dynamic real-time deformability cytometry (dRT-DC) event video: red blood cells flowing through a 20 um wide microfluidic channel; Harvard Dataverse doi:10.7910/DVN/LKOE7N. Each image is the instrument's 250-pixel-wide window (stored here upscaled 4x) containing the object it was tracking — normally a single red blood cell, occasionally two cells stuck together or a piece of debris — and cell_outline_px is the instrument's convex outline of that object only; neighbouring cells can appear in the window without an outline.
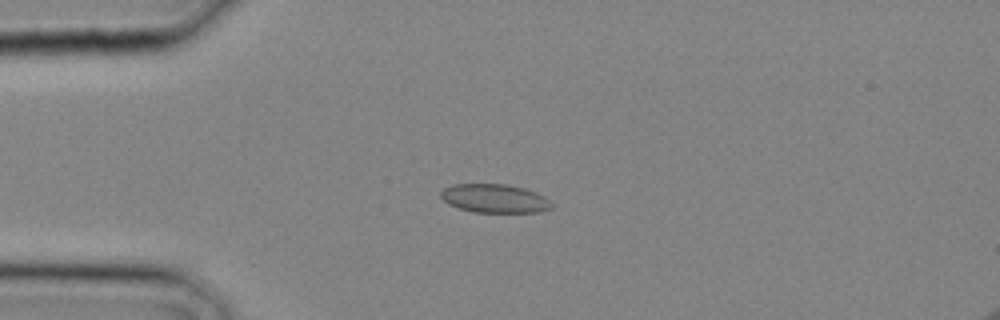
{"species": "common noctule bat (a hibernating species)", "species_latin": "Nyctalus noctula", "temperature_condition": "cold", "stored_images_in_passage": 29, "camera_frame_rate_fps": 3000, "um_per_image_px": 0.085, "animal": {"sex": "male", "body_mass_g": 20.4}, "frame": {"image": 1, "passage_image": 7, "time_ms": 2.0, "image_size_px": [1000, 320], "cell_outline_px": [[552, 208], [540, 212], [472, 212], [448, 204], [440, 196], [440, 192], [444, 188], [452, 184], [504, 184], [524, 188], [536, 192], [544, 196], [552, 204]], "centroid_in_image_um": [42.03, 16.87], "position_along_channel_um": 43.0, "area_um2": 18.5}}
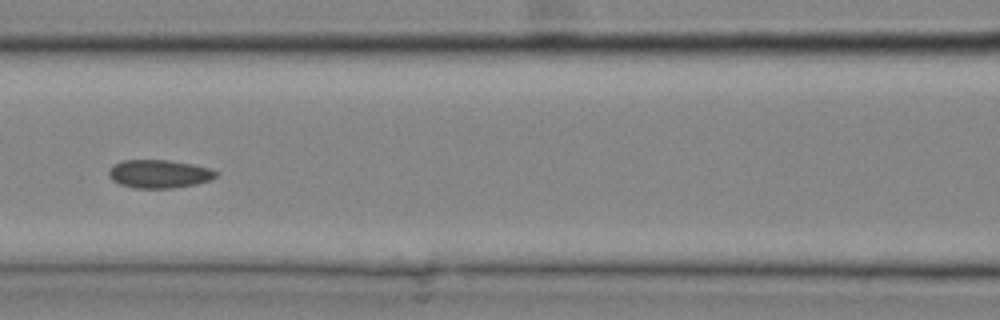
{"frame": {"image": 2, "passage_image": 13, "time_ms": 4.0, "image_size_px": [1000, 320], "cell_outline_px": [[216, 176], [208, 180], [196, 184], [172, 188], [136, 188], [120, 184], [112, 180], [108, 176], [108, 172], [112, 164], [124, 160], [168, 160], [192, 164], [212, 168], [216, 172]], "centroid_in_image_um": [13.49, 14.77], "position_along_channel_um": 153.1, "area_um2": 17.63}}
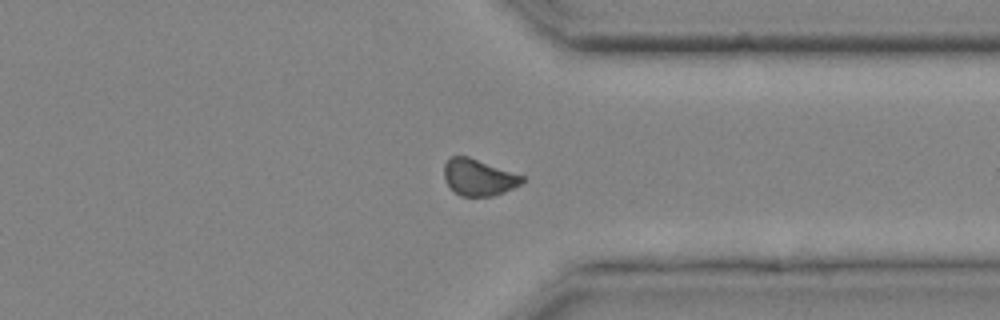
{"frame": {"image": 3, "passage_image": 23, "time_ms": 7.333, "image_size_px": [1000, 320], "cell_outline_px": [[524, 180], [520, 184], [504, 192], [492, 196], [460, 196], [444, 180], [444, 164], [452, 156], [468, 156], [524, 176]], "centroid_in_image_um": [40.67, 15.07], "position_along_channel_um": 370.7, "area_um2": 16.42}}